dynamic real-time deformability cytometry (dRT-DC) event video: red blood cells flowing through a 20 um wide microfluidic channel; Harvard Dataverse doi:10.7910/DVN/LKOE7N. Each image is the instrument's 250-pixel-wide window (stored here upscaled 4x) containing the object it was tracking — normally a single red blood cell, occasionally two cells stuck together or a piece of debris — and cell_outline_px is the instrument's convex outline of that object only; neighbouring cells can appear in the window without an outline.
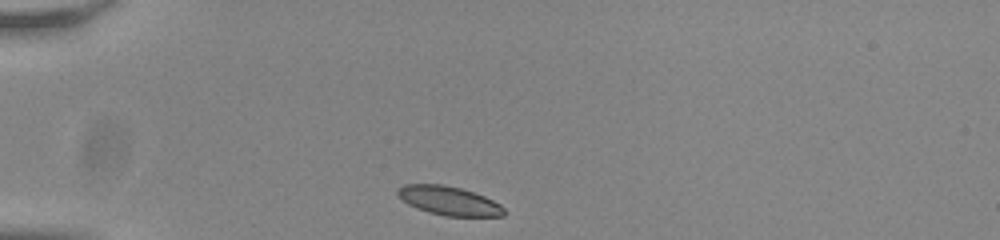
{"species": "common noctule bat (a hibernating species)", "species_latin": "Nyctalus noctula", "temperature_condition": "room temperature", "stored_images_in_passage": 33, "camera_frame_rate_fps": 3000, "um_per_image_px": 0.085, "animal": {"sex": "male", "body_mass_g": 20.0, "forearm_length_mm": 53.3}, "frame": {"image": 1, "passage_image": 1, "time_ms": 0.0, "image_size_px": [1000, 240], "cell_outline_px": [[504, 216], [444, 216], [428, 212], [416, 208], [408, 204], [396, 192], [404, 184], [444, 184], [460, 188], [484, 196], [500, 204], [504, 208]], "centroid_in_image_um": [38.17, 17.06], "position_along_channel_um": 46.8, "area_um2": 17.74}}
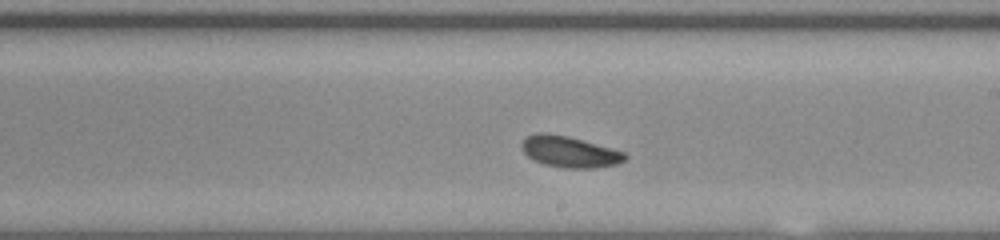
{"frame": {"image": 2, "passage_image": 19, "time_ms": 6.0, "image_size_px": [1000, 240], "cell_outline_px": [[628, 156], [624, 160], [616, 164], [596, 168], [564, 168], [544, 164], [532, 160], [520, 148], [520, 144], [528, 136], [540, 132], [544, 132], [568, 136], [624, 152]], "centroid_in_image_um": [48.38, 12.91], "position_along_channel_um": 240.6, "area_um2": 18.67}}
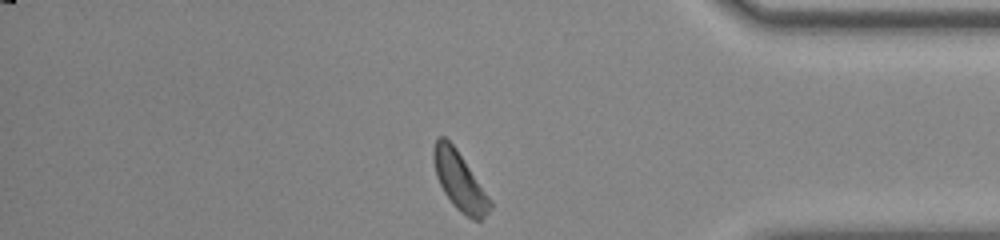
{"frame": {"image": 3, "passage_image": 33, "time_ms": 10.667, "image_size_px": [1000, 240], "cell_outline_px": [[492, 208], [480, 220], [472, 220], [460, 212], [452, 204], [444, 192], [436, 176], [432, 160], [432, 148], [436, 140], [440, 136], [444, 136], [456, 148], [492, 200]], "centroid_in_image_um": [39.05, 15.39], "position_along_channel_um": 396.1, "area_um2": 19.31}, "authors_computed_cell_mechanics": {"area_um2": 18.7272, "velocity_mm_per_s": 3.7627, "shape_relaxation_time_tau1_ms": 4.7491, "shape_relaxation_time_tau2_ms": 8.0919, "deformation_change_tau1": 0.1015, "deformation_change_tau2": 0.1252}}